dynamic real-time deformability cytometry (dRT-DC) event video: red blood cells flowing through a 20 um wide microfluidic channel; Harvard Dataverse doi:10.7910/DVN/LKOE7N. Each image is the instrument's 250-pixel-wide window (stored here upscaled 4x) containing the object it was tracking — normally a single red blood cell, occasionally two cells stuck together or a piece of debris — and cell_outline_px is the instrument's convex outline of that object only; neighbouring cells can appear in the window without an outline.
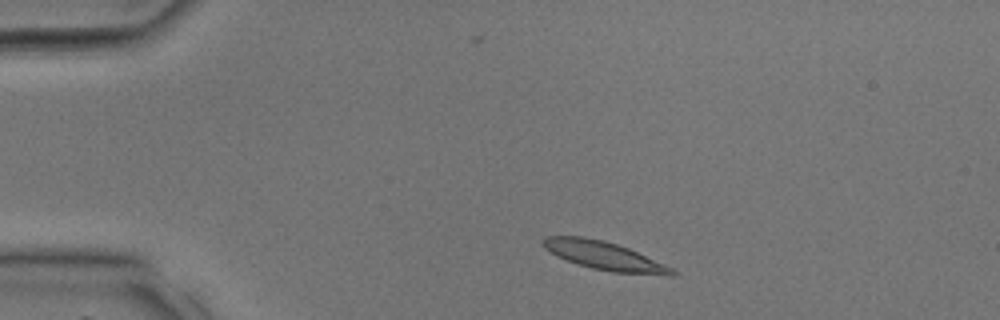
{"species": "common noctule bat (a hibernating species)", "species_latin": "Nyctalus noctula", "temperature_condition": "room temperature", "stored_images_in_passage": 30, "camera_frame_rate_fps": 3000, "um_per_image_px": 0.085, "animal": {"sex": "male", "body_mass_g": 17.9, "forearm_length_mm": 54.2}, "frame": {"image": 1, "passage_image": 2, "time_ms": 0.333, "image_size_px": [1000, 320], "cell_outline_px": [[680, 272], [676, 276], [668, 276], [612, 272], [592, 268], [576, 264], [556, 256], [548, 252], [540, 244], [540, 240], [544, 236], [584, 236], [604, 240], [628, 248], [664, 264]], "centroid_in_image_um": [51.34, 21.74], "position_along_channel_um": 33.7, "area_um2": 21.73}}
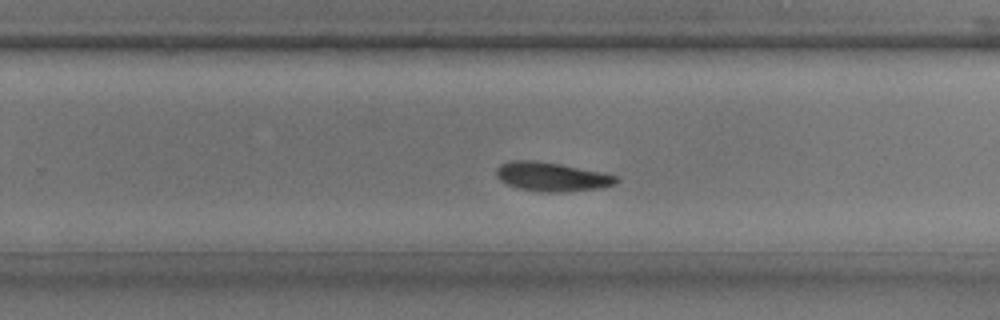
{"frame": {"image": 2, "passage_image": 18, "time_ms": 5.667, "image_size_px": [1000, 320], "cell_outline_px": [[620, 180], [616, 184], [600, 188], [564, 192], [540, 192], [520, 188], [508, 184], [500, 180], [496, 176], [496, 168], [500, 164], [508, 160], [536, 160], [560, 164], [604, 172], [616, 176]], "centroid_in_image_um": [46.9, 15.01], "position_along_channel_um": 282.9, "area_um2": 20.46}}
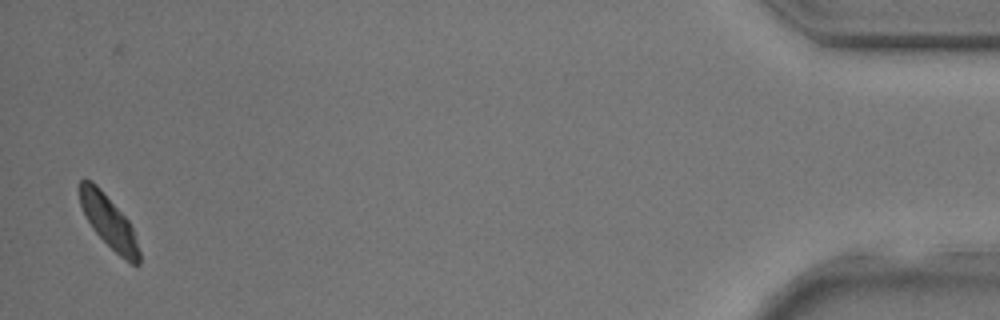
{"frame": {"image": 3, "passage_image": 30, "time_ms": 9.667, "image_size_px": [1000, 320], "cell_outline_px": [[140, 264], [132, 264], [120, 256], [92, 228], [80, 204], [80, 180], [84, 176], [92, 180], [100, 188], [128, 220], [132, 228], [140, 252]], "centroid_in_image_um": [9.23, 18.8], "position_along_channel_um": 426.0, "area_um2": 17.8}}